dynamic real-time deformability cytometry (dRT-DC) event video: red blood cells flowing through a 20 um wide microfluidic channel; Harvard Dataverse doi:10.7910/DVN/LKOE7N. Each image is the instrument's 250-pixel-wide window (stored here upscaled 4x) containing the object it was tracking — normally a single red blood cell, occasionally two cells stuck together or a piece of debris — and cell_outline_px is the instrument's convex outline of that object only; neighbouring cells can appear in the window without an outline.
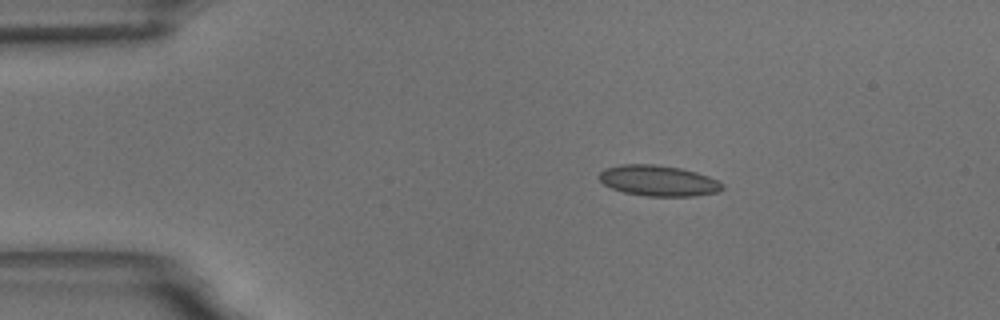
{"species": "common noctule bat (a hibernating species)", "species_latin": "Nyctalus noctula", "temperature_condition": "room temperature", "stored_images_in_passage": 46, "camera_frame_rate_fps": 3000, "um_per_image_px": 0.085, "animal": {"sex": "male", "body_mass_g": 18.8}, "frame": {"image": 1, "passage_image": 1, "time_ms": 0.0, "image_size_px": [1000, 320], "cell_outline_px": [[724, 188], [716, 192], [692, 196], [644, 196], [624, 192], [612, 188], [604, 184], [596, 176], [604, 168], [620, 164], [652, 164], [680, 168], [696, 172], [708, 176], [724, 184]], "centroid_in_image_um": [55.92, 15.35], "position_along_channel_um": 29.1, "area_um2": 22.08}}
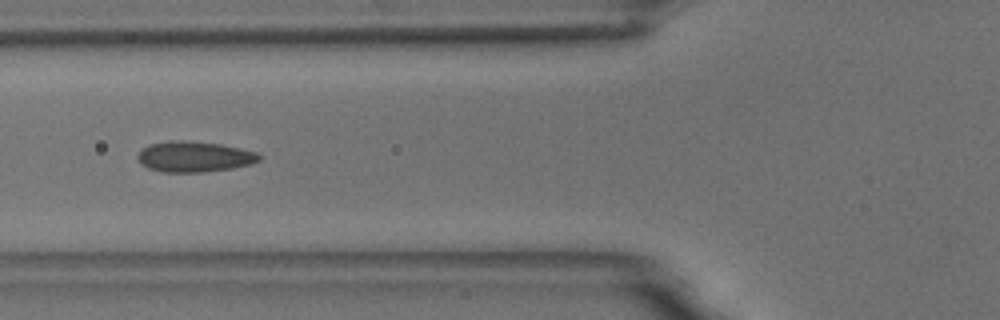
{"frame": {"image": 2, "passage_image": 12, "time_ms": 3.667, "image_size_px": [1000, 320], "cell_outline_px": [[260, 160], [252, 164], [232, 168], [200, 172], [164, 172], [148, 168], [140, 164], [136, 160], [136, 156], [140, 148], [148, 144], [168, 140], [184, 140], [220, 144], [240, 148], [256, 152], [260, 156]], "centroid_in_image_um": [16.44, 13.31], "position_along_channel_um": 109.4, "area_um2": 21.96}}
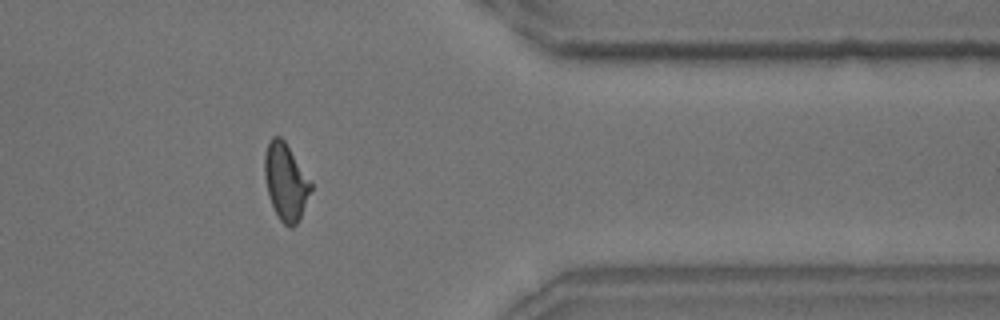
{"frame": {"image": 3, "passage_image": 36, "time_ms": 11.667, "image_size_px": [1000, 320], "cell_outline_px": [[312, 188], [300, 220], [292, 228], [288, 228], [280, 220], [268, 196], [264, 176], [264, 156], [268, 144], [272, 136], [280, 136], [284, 140], [312, 184]], "centroid_in_image_um": [24.27, 15.48], "position_along_channel_um": 387.1, "area_um2": 20.58}, "authors_computed_cell_mechanics": {"area_um2": 20.7791, "velocity_mm_per_s": 3.6634, "shape_relaxation_time_tau1_ms": 7.7058, "shape_relaxation_time_tau2_ms": 1.6027, "deformation_change_tau1": 0.166, "deformation_change_tau2": 0.0568}}